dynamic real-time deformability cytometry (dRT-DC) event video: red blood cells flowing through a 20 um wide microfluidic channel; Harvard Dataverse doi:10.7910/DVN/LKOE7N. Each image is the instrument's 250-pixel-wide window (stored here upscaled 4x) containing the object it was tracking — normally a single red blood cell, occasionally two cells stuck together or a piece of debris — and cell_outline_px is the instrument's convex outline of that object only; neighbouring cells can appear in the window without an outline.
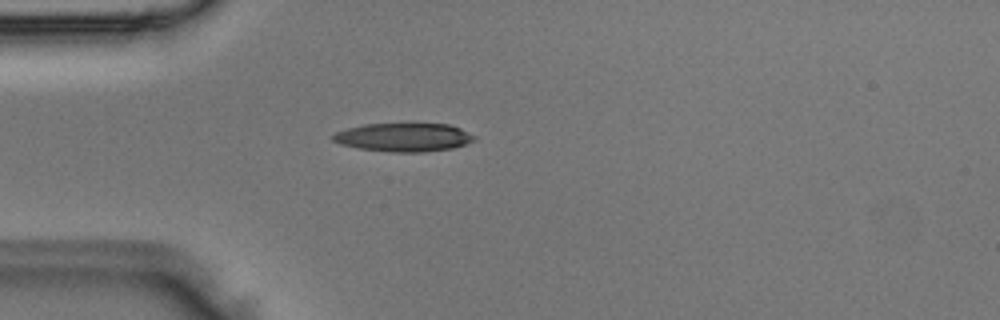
{"species": "Egyptian fruit bat (a non-hibernating species)", "species_latin": "Rousettus aegyptiacus", "temperature_condition": "room temperature", "stored_images_in_passage": 1, "camera_frame_rate_fps": 3000, "um_per_image_px": 0.085, "animal": {"sex": "male"}, "frame": {"image": 1, "passage_image": 1, "time_ms": 0.0, "image_size_px": [1000, 320], "cell_outline_px": [[476, 140], [452, 148], [424, 152], [388, 152], [360, 148], [340, 144], [332, 140], [332, 136], [336, 132], [348, 128], [364, 124], [448, 124], [460, 128], [476, 136]], "centroid_in_image_um": [34.32, 11.67], "position_along_channel_um": 50.7, "area_um2": 23.35}}